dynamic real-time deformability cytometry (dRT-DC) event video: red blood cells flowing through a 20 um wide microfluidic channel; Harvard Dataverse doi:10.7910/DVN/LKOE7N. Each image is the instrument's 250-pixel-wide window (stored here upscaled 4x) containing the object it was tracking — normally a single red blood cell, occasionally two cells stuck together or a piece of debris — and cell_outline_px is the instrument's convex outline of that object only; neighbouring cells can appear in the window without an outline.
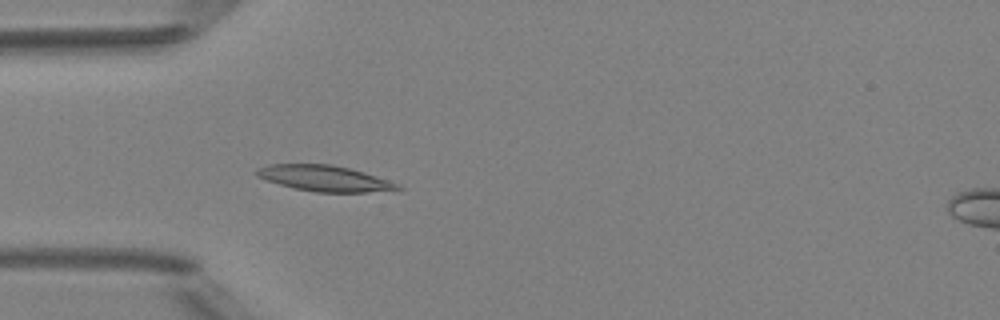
{"species": "Egyptian fruit bat (a non-hibernating species)", "species_latin": "Rousettus aegyptiacus", "temperature_condition": "room temperature", "stored_images_in_passage": 4, "camera_frame_rate_fps": 3000, "um_per_image_px": 0.085, "animal": {"sex": "female"}, "frame": {"image": 1, "passage_image": 3, "time_ms": 3.333, "image_size_px": [1000, 320], "cell_outline_px": [[404, 188], [368, 192], [316, 192], [296, 188], [280, 184], [256, 176], [256, 168], [268, 164], [332, 164], [364, 172], [400, 184]], "centroid_in_image_um": [27.58, 15.15], "position_along_channel_um": 57.4, "area_um2": 20.98}}